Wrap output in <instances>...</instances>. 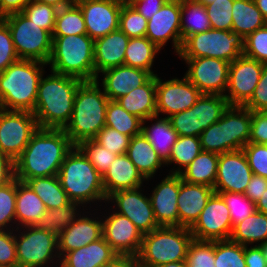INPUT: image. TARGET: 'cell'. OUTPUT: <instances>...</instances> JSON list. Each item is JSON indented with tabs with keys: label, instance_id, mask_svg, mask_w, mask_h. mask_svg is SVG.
<instances>
[{
	"label": "cell",
	"instance_id": "35",
	"mask_svg": "<svg viewBox=\"0 0 267 267\" xmlns=\"http://www.w3.org/2000/svg\"><path fill=\"white\" fill-rule=\"evenodd\" d=\"M230 240L244 246L252 243L258 245L259 242L265 243L267 241V214L254 211L233 227Z\"/></svg>",
	"mask_w": 267,
	"mask_h": 267
},
{
	"label": "cell",
	"instance_id": "11",
	"mask_svg": "<svg viewBox=\"0 0 267 267\" xmlns=\"http://www.w3.org/2000/svg\"><path fill=\"white\" fill-rule=\"evenodd\" d=\"M24 228L20 234L15 233L18 267H45L46 264L49 267L48 263L53 264L55 258L60 263L58 235L35 226Z\"/></svg>",
	"mask_w": 267,
	"mask_h": 267
},
{
	"label": "cell",
	"instance_id": "10",
	"mask_svg": "<svg viewBox=\"0 0 267 267\" xmlns=\"http://www.w3.org/2000/svg\"><path fill=\"white\" fill-rule=\"evenodd\" d=\"M11 32L19 59L48 63L52 53V34L30 21L23 13H13L1 18Z\"/></svg>",
	"mask_w": 267,
	"mask_h": 267
},
{
	"label": "cell",
	"instance_id": "12",
	"mask_svg": "<svg viewBox=\"0 0 267 267\" xmlns=\"http://www.w3.org/2000/svg\"><path fill=\"white\" fill-rule=\"evenodd\" d=\"M38 128L32 112L0 108V153L15 161Z\"/></svg>",
	"mask_w": 267,
	"mask_h": 267
},
{
	"label": "cell",
	"instance_id": "52",
	"mask_svg": "<svg viewBox=\"0 0 267 267\" xmlns=\"http://www.w3.org/2000/svg\"><path fill=\"white\" fill-rule=\"evenodd\" d=\"M243 55L267 63V24L244 39Z\"/></svg>",
	"mask_w": 267,
	"mask_h": 267
},
{
	"label": "cell",
	"instance_id": "5",
	"mask_svg": "<svg viewBox=\"0 0 267 267\" xmlns=\"http://www.w3.org/2000/svg\"><path fill=\"white\" fill-rule=\"evenodd\" d=\"M57 176L70 201L82 205L107 201L102 176L77 146L67 154Z\"/></svg>",
	"mask_w": 267,
	"mask_h": 267
},
{
	"label": "cell",
	"instance_id": "54",
	"mask_svg": "<svg viewBox=\"0 0 267 267\" xmlns=\"http://www.w3.org/2000/svg\"><path fill=\"white\" fill-rule=\"evenodd\" d=\"M168 119L178 136H200V128H197L196 103L185 111L171 115Z\"/></svg>",
	"mask_w": 267,
	"mask_h": 267
},
{
	"label": "cell",
	"instance_id": "37",
	"mask_svg": "<svg viewBox=\"0 0 267 267\" xmlns=\"http://www.w3.org/2000/svg\"><path fill=\"white\" fill-rule=\"evenodd\" d=\"M160 49L147 37L130 38L125 50L124 65L148 71L152 76L151 69L157 53Z\"/></svg>",
	"mask_w": 267,
	"mask_h": 267
},
{
	"label": "cell",
	"instance_id": "23",
	"mask_svg": "<svg viewBox=\"0 0 267 267\" xmlns=\"http://www.w3.org/2000/svg\"><path fill=\"white\" fill-rule=\"evenodd\" d=\"M214 193V188L203 184L187 183L179 175L177 198L179 226L190 229Z\"/></svg>",
	"mask_w": 267,
	"mask_h": 267
},
{
	"label": "cell",
	"instance_id": "25",
	"mask_svg": "<svg viewBox=\"0 0 267 267\" xmlns=\"http://www.w3.org/2000/svg\"><path fill=\"white\" fill-rule=\"evenodd\" d=\"M101 73L104 75L101 79L103 91L113 101L141 87L152 77L148 71L126 65L109 68Z\"/></svg>",
	"mask_w": 267,
	"mask_h": 267
},
{
	"label": "cell",
	"instance_id": "51",
	"mask_svg": "<svg viewBox=\"0 0 267 267\" xmlns=\"http://www.w3.org/2000/svg\"><path fill=\"white\" fill-rule=\"evenodd\" d=\"M234 0H215L205 5L212 29L232 31V6Z\"/></svg>",
	"mask_w": 267,
	"mask_h": 267
},
{
	"label": "cell",
	"instance_id": "15",
	"mask_svg": "<svg viewBox=\"0 0 267 267\" xmlns=\"http://www.w3.org/2000/svg\"><path fill=\"white\" fill-rule=\"evenodd\" d=\"M230 212L223 198L214 193L190 228L193 239L201 241L228 240L232 234Z\"/></svg>",
	"mask_w": 267,
	"mask_h": 267
},
{
	"label": "cell",
	"instance_id": "63",
	"mask_svg": "<svg viewBox=\"0 0 267 267\" xmlns=\"http://www.w3.org/2000/svg\"><path fill=\"white\" fill-rule=\"evenodd\" d=\"M15 178L14 161L0 153V187L8 184Z\"/></svg>",
	"mask_w": 267,
	"mask_h": 267
},
{
	"label": "cell",
	"instance_id": "44",
	"mask_svg": "<svg viewBox=\"0 0 267 267\" xmlns=\"http://www.w3.org/2000/svg\"><path fill=\"white\" fill-rule=\"evenodd\" d=\"M216 267H246L244 245L230 239L214 241Z\"/></svg>",
	"mask_w": 267,
	"mask_h": 267
},
{
	"label": "cell",
	"instance_id": "6",
	"mask_svg": "<svg viewBox=\"0 0 267 267\" xmlns=\"http://www.w3.org/2000/svg\"><path fill=\"white\" fill-rule=\"evenodd\" d=\"M52 53L48 61L51 71L79 78L96 80L94 40L87 34L52 36Z\"/></svg>",
	"mask_w": 267,
	"mask_h": 267
},
{
	"label": "cell",
	"instance_id": "34",
	"mask_svg": "<svg viewBox=\"0 0 267 267\" xmlns=\"http://www.w3.org/2000/svg\"><path fill=\"white\" fill-rule=\"evenodd\" d=\"M267 21L254 0H234L232 6V31L244 39L255 30L264 27Z\"/></svg>",
	"mask_w": 267,
	"mask_h": 267
},
{
	"label": "cell",
	"instance_id": "67",
	"mask_svg": "<svg viewBox=\"0 0 267 267\" xmlns=\"http://www.w3.org/2000/svg\"><path fill=\"white\" fill-rule=\"evenodd\" d=\"M255 205L257 211L267 214V189L263 193L262 197L255 203Z\"/></svg>",
	"mask_w": 267,
	"mask_h": 267
},
{
	"label": "cell",
	"instance_id": "28",
	"mask_svg": "<svg viewBox=\"0 0 267 267\" xmlns=\"http://www.w3.org/2000/svg\"><path fill=\"white\" fill-rule=\"evenodd\" d=\"M145 179L126 154L118 155L102 177L106 197L118 190L142 187Z\"/></svg>",
	"mask_w": 267,
	"mask_h": 267
},
{
	"label": "cell",
	"instance_id": "3",
	"mask_svg": "<svg viewBox=\"0 0 267 267\" xmlns=\"http://www.w3.org/2000/svg\"><path fill=\"white\" fill-rule=\"evenodd\" d=\"M45 65L36 60L18 59L0 72V108L33 113Z\"/></svg>",
	"mask_w": 267,
	"mask_h": 267
},
{
	"label": "cell",
	"instance_id": "16",
	"mask_svg": "<svg viewBox=\"0 0 267 267\" xmlns=\"http://www.w3.org/2000/svg\"><path fill=\"white\" fill-rule=\"evenodd\" d=\"M202 93L185 76L164 81L156 75V110L171 115L192 107Z\"/></svg>",
	"mask_w": 267,
	"mask_h": 267
},
{
	"label": "cell",
	"instance_id": "18",
	"mask_svg": "<svg viewBox=\"0 0 267 267\" xmlns=\"http://www.w3.org/2000/svg\"><path fill=\"white\" fill-rule=\"evenodd\" d=\"M140 188L115 191L107 197V202L116 203L118 210L115 212L129 218L142 234H145L159 225L154 217L150 197L144 196Z\"/></svg>",
	"mask_w": 267,
	"mask_h": 267
},
{
	"label": "cell",
	"instance_id": "71",
	"mask_svg": "<svg viewBox=\"0 0 267 267\" xmlns=\"http://www.w3.org/2000/svg\"><path fill=\"white\" fill-rule=\"evenodd\" d=\"M194 1L197 2V3H201V4H203L205 6V5H208V4L212 3V2H214L215 0H194Z\"/></svg>",
	"mask_w": 267,
	"mask_h": 267
},
{
	"label": "cell",
	"instance_id": "41",
	"mask_svg": "<svg viewBox=\"0 0 267 267\" xmlns=\"http://www.w3.org/2000/svg\"><path fill=\"white\" fill-rule=\"evenodd\" d=\"M228 106L223 95L202 94L196 102L197 128H200V134L216 123Z\"/></svg>",
	"mask_w": 267,
	"mask_h": 267
},
{
	"label": "cell",
	"instance_id": "58",
	"mask_svg": "<svg viewBox=\"0 0 267 267\" xmlns=\"http://www.w3.org/2000/svg\"><path fill=\"white\" fill-rule=\"evenodd\" d=\"M253 112L267 111V63L264 64L260 80L250 100L244 105Z\"/></svg>",
	"mask_w": 267,
	"mask_h": 267
},
{
	"label": "cell",
	"instance_id": "53",
	"mask_svg": "<svg viewBox=\"0 0 267 267\" xmlns=\"http://www.w3.org/2000/svg\"><path fill=\"white\" fill-rule=\"evenodd\" d=\"M101 146L117 155L126 154L131 136L121 134L108 126L103 127L94 138Z\"/></svg>",
	"mask_w": 267,
	"mask_h": 267
},
{
	"label": "cell",
	"instance_id": "61",
	"mask_svg": "<svg viewBox=\"0 0 267 267\" xmlns=\"http://www.w3.org/2000/svg\"><path fill=\"white\" fill-rule=\"evenodd\" d=\"M267 189V179L253 174L244 195L256 203Z\"/></svg>",
	"mask_w": 267,
	"mask_h": 267
},
{
	"label": "cell",
	"instance_id": "29",
	"mask_svg": "<svg viewBox=\"0 0 267 267\" xmlns=\"http://www.w3.org/2000/svg\"><path fill=\"white\" fill-rule=\"evenodd\" d=\"M116 101L128 113L137 116L142 121L156 116V75H153L141 87L132 89Z\"/></svg>",
	"mask_w": 267,
	"mask_h": 267
},
{
	"label": "cell",
	"instance_id": "8",
	"mask_svg": "<svg viewBox=\"0 0 267 267\" xmlns=\"http://www.w3.org/2000/svg\"><path fill=\"white\" fill-rule=\"evenodd\" d=\"M193 240L189 228L159 226L143 234L137 261L139 267H158L170 262L186 261L188 247Z\"/></svg>",
	"mask_w": 267,
	"mask_h": 267
},
{
	"label": "cell",
	"instance_id": "46",
	"mask_svg": "<svg viewBox=\"0 0 267 267\" xmlns=\"http://www.w3.org/2000/svg\"><path fill=\"white\" fill-rule=\"evenodd\" d=\"M148 20L129 3L122 4L119 14V29L129 38L145 37Z\"/></svg>",
	"mask_w": 267,
	"mask_h": 267
},
{
	"label": "cell",
	"instance_id": "57",
	"mask_svg": "<svg viewBox=\"0 0 267 267\" xmlns=\"http://www.w3.org/2000/svg\"><path fill=\"white\" fill-rule=\"evenodd\" d=\"M0 230V267H18L15 230Z\"/></svg>",
	"mask_w": 267,
	"mask_h": 267
},
{
	"label": "cell",
	"instance_id": "38",
	"mask_svg": "<svg viewBox=\"0 0 267 267\" xmlns=\"http://www.w3.org/2000/svg\"><path fill=\"white\" fill-rule=\"evenodd\" d=\"M80 206H82L81 203L70 201L59 208L46 209V212L34 226L37 229L47 230L58 235L68 228L77 219L76 217L80 216L78 214Z\"/></svg>",
	"mask_w": 267,
	"mask_h": 267
},
{
	"label": "cell",
	"instance_id": "55",
	"mask_svg": "<svg viewBox=\"0 0 267 267\" xmlns=\"http://www.w3.org/2000/svg\"><path fill=\"white\" fill-rule=\"evenodd\" d=\"M243 151L253 174L267 179V145L248 142Z\"/></svg>",
	"mask_w": 267,
	"mask_h": 267
},
{
	"label": "cell",
	"instance_id": "45",
	"mask_svg": "<svg viewBox=\"0 0 267 267\" xmlns=\"http://www.w3.org/2000/svg\"><path fill=\"white\" fill-rule=\"evenodd\" d=\"M77 147L83 152L102 177L108 171L113 160L118 156L117 154L108 151L94 139L83 140Z\"/></svg>",
	"mask_w": 267,
	"mask_h": 267
},
{
	"label": "cell",
	"instance_id": "4",
	"mask_svg": "<svg viewBox=\"0 0 267 267\" xmlns=\"http://www.w3.org/2000/svg\"><path fill=\"white\" fill-rule=\"evenodd\" d=\"M108 97L99 88V81H83L75 94L70 121L63 129L77 146L86 139H94L105 127Z\"/></svg>",
	"mask_w": 267,
	"mask_h": 267
},
{
	"label": "cell",
	"instance_id": "14",
	"mask_svg": "<svg viewBox=\"0 0 267 267\" xmlns=\"http://www.w3.org/2000/svg\"><path fill=\"white\" fill-rule=\"evenodd\" d=\"M263 68L264 63L243 54L230 63L227 92L224 94L230 106H244L250 100Z\"/></svg>",
	"mask_w": 267,
	"mask_h": 267
},
{
	"label": "cell",
	"instance_id": "21",
	"mask_svg": "<svg viewBox=\"0 0 267 267\" xmlns=\"http://www.w3.org/2000/svg\"><path fill=\"white\" fill-rule=\"evenodd\" d=\"M82 10L87 35L93 40L119 29L122 3L114 0H74Z\"/></svg>",
	"mask_w": 267,
	"mask_h": 267
},
{
	"label": "cell",
	"instance_id": "13",
	"mask_svg": "<svg viewBox=\"0 0 267 267\" xmlns=\"http://www.w3.org/2000/svg\"><path fill=\"white\" fill-rule=\"evenodd\" d=\"M181 59L189 65L184 76L202 94L224 96L228 85L229 62L209 57Z\"/></svg>",
	"mask_w": 267,
	"mask_h": 267
},
{
	"label": "cell",
	"instance_id": "24",
	"mask_svg": "<svg viewBox=\"0 0 267 267\" xmlns=\"http://www.w3.org/2000/svg\"><path fill=\"white\" fill-rule=\"evenodd\" d=\"M80 215L74 222L64 231L58 234V252L60 258L66 253L91 242L97 241L103 237L102 220L96 217Z\"/></svg>",
	"mask_w": 267,
	"mask_h": 267
},
{
	"label": "cell",
	"instance_id": "40",
	"mask_svg": "<svg viewBox=\"0 0 267 267\" xmlns=\"http://www.w3.org/2000/svg\"><path fill=\"white\" fill-rule=\"evenodd\" d=\"M105 126L133 137L141 133L142 120L128 113L117 101L109 100L106 107Z\"/></svg>",
	"mask_w": 267,
	"mask_h": 267
},
{
	"label": "cell",
	"instance_id": "22",
	"mask_svg": "<svg viewBox=\"0 0 267 267\" xmlns=\"http://www.w3.org/2000/svg\"><path fill=\"white\" fill-rule=\"evenodd\" d=\"M153 190L150 201L158 225L179 226V174L169 173Z\"/></svg>",
	"mask_w": 267,
	"mask_h": 267
},
{
	"label": "cell",
	"instance_id": "39",
	"mask_svg": "<svg viewBox=\"0 0 267 267\" xmlns=\"http://www.w3.org/2000/svg\"><path fill=\"white\" fill-rule=\"evenodd\" d=\"M188 14L189 20H185ZM181 38L183 41L191 35L211 29L209 17L203 4L194 0H181Z\"/></svg>",
	"mask_w": 267,
	"mask_h": 267
},
{
	"label": "cell",
	"instance_id": "49",
	"mask_svg": "<svg viewBox=\"0 0 267 267\" xmlns=\"http://www.w3.org/2000/svg\"><path fill=\"white\" fill-rule=\"evenodd\" d=\"M57 11L58 9L52 5L31 1L21 13L30 21L52 34L55 28Z\"/></svg>",
	"mask_w": 267,
	"mask_h": 267
},
{
	"label": "cell",
	"instance_id": "32",
	"mask_svg": "<svg viewBox=\"0 0 267 267\" xmlns=\"http://www.w3.org/2000/svg\"><path fill=\"white\" fill-rule=\"evenodd\" d=\"M45 212L46 207L37 194L25 182L17 180L15 216L18 223L15 231H21L24 226H34Z\"/></svg>",
	"mask_w": 267,
	"mask_h": 267
},
{
	"label": "cell",
	"instance_id": "31",
	"mask_svg": "<svg viewBox=\"0 0 267 267\" xmlns=\"http://www.w3.org/2000/svg\"><path fill=\"white\" fill-rule=\"evenodd\" d=\"M126 155L145 180L153 178L157 170L165 165L142 132L131 137Z\"/></svg>",
	"mask_w": 267,
	"mask_h": 267
},
{
	"label": "cell",
	"instance_id": "30",
	"mask_svg": "<svg viewBox=\"0 0 267 267\" xmlns=\"http://www.w3.org/2000/svg\"><path fill=\"white\" fill-rule=\"evenodd\" d=\"M156 119V120H154ZM155 121L151 127L144 126L146 121ZM141 132L151 143L153 149L157 152L158 156L166 163L173 149L174 144L177 141L178 134L171 125L170 120L165 116L159 118V116H153L142 121Z\"/></svg>",
	"mask_w": 267,
	"mask_h": 267
},
{
	"label": "cell",
	"instance_id": "70",
	"mask_svg": "<svg viewBox=\"0 0 267 267\" xmlns=\"http://www.w3.org/2000/svg\"><path fill=\"white\" fill-rule=\"evenodd\" d=\"M258 246L261 248L263 256L266 258L267 261V241L265 243L259 244Z\"/></svg>",
	"mask_w": 267,
	"mask_h": 267
},
{
	"label": "cell",
	"instance_id": "19",
	"mask_svg": "<svg viewBox=\"0 0 267 267\" xmlns=\"http://www.w3.org/2000/svg\"><path fill=\"white\" fill-rule=\"evenodd\" d=\"M102 218V231L105 241L119 256L137 257L141 246L143 234L132 221L117 212Z\"/></svg>",
	"mask_w": 267,
	"mask_h": 267
},
{
	"label": "cell",
	"instance_id": "20",
	"mask_svg": "<svg viewBox=\"0 0 267 267\" xmlns=\"http://www.w3.org/2000/svg\"><path fill=\"white\" fill-rule=\"evenodd\" d=\"M252 175L243 149L219 154L214 191L244 194Z\"/></svg>",
	"mask_w": 267,
	"mask_h": 267
},
{
	"label": "cell",
	"instance_id": "17",
	"mask_svg": "<svg viewBox=\"0 0 267 267\" xmlns=\"http://www.w3.org/2000/svg\"><path fill=\"white\" fill-rule=\"evenodd\" d=\"M181 0H168L148 20L146 36L160 50L172 39L174 51L178 54L182 46Z\"/></svg>",
	"mask_w": 267,
	"mask_h": 267
},
{
	"label": "cell",
	"instance_id": "65",
	"mask_svg": "<svg viewBox=\"0 0 267 267\" xmlns=\"http://www.w3.org/2000/svg\"><path fill=\"white\" fill-rule=\"evenodd\" d=\"M103 267H139L136 257L118 256L113 262Z\"/></svg>",
	"mask_w": 267,
	"mask_h": 267
},
{
	"label": "cell",
	"instance_id": "47",
	"mask_svg": "<svg viewBox=\"0 0 267 267\" xmlns=\"http://www.w3.org/2000/svg\"><path fill=\"white\" fill-rule=\"evenodd\" d=\"M16 194V178L0 187V230H11L12 224H16Z\"/></svg>",
	"mask_w": 267,
	"mask_h": 267
},
{
	"label": "cell",
	"instance_id": "43",
	"mask_svg": "<svg viewBox=\"0 0 267 267\" xmlns=\"http://www.w3.org/2000/svg\"><path fill=\"white\" fill-rule=\"evenodd\" d=\"M202 151L199 137L178 136L173 146L171 156L165 165L176 164L178 167L172 169L170 174H179L185 169ZM183 167V168H182Z\"/></svg>",
	"mask_w": 267,
	"mask_h": 267
},
{
	"label": "cell",
	"instance_id": "62",
	"mask_svg": "<svg viewBox=\"0 0 267 267\" xmlns=\"http://www.w3.org/2000/svg\"><path fill=\"white\" fill-rule=\"evenodd\" d=\"M244 257L246 267H267L266 258L258 245L248 247L244 246Z\"/></svg>",
	"mask_w": 267,
	"mask_h": 267
},
{
	"label": "cell",
	"instance_id": "56",
	"mask_svg": "<svg viewBox=\"0 0 267 267\" xmlns=\"http://www.w3.org/2000/svg\"><path fill=\"white\" fill-rule=\"evenodd\" d=\"M18 59L8 25L0 18V72Z\"/></svg>",
	"mask_w": 267,
	"mask_h": 267
},
{
	"label": "cell",
	"instance_id": "33",
	"mask_svg": "<svg viewBox=\"0 0 267 267\" xmlns=\"http://www.w3.org/2000/svg\"><path fill=\"white\" fill-rule=\"evenodd\" d=\"M219 154L201 151L179 175L190 184H203L214 188Z\"/></svg>",
	"mask_w": 267,
	"mask_h": 267
},
{
	"label": "cell",
	"instance_id": "60",
	"mask_svg": "<svg viewBox=\"0 0 267 267\" xmlns=\"http://www.w3.org/2000/svg\"><path fill=\"white\" fill-rule=\"evenodd\" d=\"M168 0H131L130 5L149 20Z\"/></svg>",
	"mask_w": 267,
	"mask_h": 267
},
{
	"label": "cell",
	"instance_id": "64",
	"mask_svg": "<svg viewBox=\"0 0 267 267\" xmlns=\"http://www.w3.org/2000/svg\"><path fill=\"white\" fill-rule=\"evenodd\" d=\"M32 0H0V18L13 13H20Z\"/></svg>",
	"mask_w": 267,
	"mask_h": 267
},
{
	"label": "cell",
	"instance_id": "1",
	"mask_svg": "<svg viewBox=\"0 0 267 267\" xmlns=\"http://www.w3.org/2000/svg\"><path fill=\"white\" fill-rule=\"evenodd\" d=\"M74 146L63 129L38 128L14 161L15 178L25 182L35 177L58 175L65 157Z\"/></svg>",
	"mask_w": 267,
	"mask_h": 267
},
{
	"label": "cell",
	"instance_id": "50",
	"mask_svg": "<svg viewBox=\"0 0 267 267\" xmlns=\"http://www.w3.org/2000/svg\"><path fill=\"white\" fill-rule=\"evenodd\" d=\"M186 262L188 267H216L214 241L193 239L188 247Z\"/></svg>",
	"mask_w": 267,
	"mask_h": 267
},
{
	"label": "cell",
	"instance_id": "59",
	"mask_svg": "<svg viewBox=\"0 0 267 267\" xmlns=\"http://www.w3.org/2000/svg\"><path fill=\"white\" fill-rule=\"evenodd\" d=\"M249 142L267 145V111H251V134Z\"/></svg>",
	"mask_w": 267,
	"mask_h": 267
},
{
	"label": "cell",
	"instance_id": "27",
	"mask_svg": "<svg viewBox=\"0 0 267 267\" xmlns=\"http://www.w3.org/2000/svg\"><path fill=\"white\" fill-rule=\"evenodd\" d=\"M118 256L102 237L79 249L66 252L58 264H60L59 267H103Z\"/></svg>",
	"mask_w": 267,
	"mask_h": 267
},
{
	"label": "cell",
	"instance_id": "72",
	"mask_svg": "<svg viewBox=\"0 0 267 267\" xmlns=\"http://www.w3.org/2000/svg\"><path fill=\"white\" fill-rule=\"evenodd\" d=\"M114 1L120 2L122 4H128L130 3L131 0H114Z\"/></svg>",
	"mask_w": 267,
	"mask_h": 267
},
{
	"label": "cell",
	"instance_id": "69",
	"mask_svg": "<svg viewBox=\"0 0 267 267\" xmlns=\"http://www.w3.org/2000/svg\"><path fill=\"white\" fill-rule=\"evenodd\" d=\"M158 267H188L186 261H180V262H170L168 264H164Z\"/></svg>",
	"mask_w": 267,
	"mask_h": 267
},
{
	"label": "cell",
	"instance_id": "42",
	"mask_svg": "<svg viewBox=\"0 0 267 267\" xmlns=\"http://www.w3.org/2000/svg\"><path fill=\"white\" fill-rule=\"evenodd\" d=\"M87 34L82 10L73 2L57 11L55 28L52 36Z\"/></svg>",
	"mask_w": 267,
	"mask_h": 267
},
{
	"label": "cell",
	"instance_id": "66",
	"mask_svg": "<svg viewBox=\"0 0 267 267\" xmlns=\"http://www.w3.org/2000/svg\"><path fill=\"white\" fill-rule=\"evenodd\" d=\"M32 1H37L40 3L52 5L57 9L67 7L74 2V0H32Z\"/></svg>",
	"mask_w": 267,
	"mask_h": 267
},
{
	"label": "cell",
	"instance_id": "26",
	"mask_svg": "<svg viewBox=\"0 0 267 267\" xmlns=\"http://www.w3.org/2000/svg\"><path fill=\"white\" fill-rule=\"evenodd\" d=\"M129 37L120 29L94 40V66L96 80L106 69L124 65Z\"/></svg>",
	"mask_w": 267,
	"mask_h": 267
},
{
	"label": "cell",
	"instance_id": "68",
	"mask_svg": "<svg viewBox=\"0 0 267 267\" xmlns=\"http://www.w3.org/2000/svg\"><path fill=\"white\" fill-rule=\"evenodd\" d=\"M254 2L261 11L263 18L267 21V0H254Z\"/></svg>",
	"mask_w": 267,
	"mask_h": 267
},
{
	"label": "cell",
	"instance_id": "2",
	"mask_svg": "<svg viewBox=\"0 0 267 267\" xmlns=\"http://www.w3.org/2000/svg\"><path fill=\"white\" fill-rule=\"evenodd\" d=\"M83 80L51 71L40 78L33 114L39 128L64 129L70 121L75 94Z\"/></svg>",
	"mask_w": 267,
	"mask_h": 267
},
{
	"label": "cell",
	"instance_id": "36",
	"mask_svg": "<svg viewBox=\"0 0 267 267\" xmlns=\"http://www.w3.org/2000/svg\"><path fill=\"white\" fill-rule=\"evenodd\" d=\"M25 183L43 201L46 209L59 208L70 202L67 193L62 188L57 175L48 177H35Z\"/></svg>",
	"mask_w": 267,
	"mask_h": 267
},
{
	"label": "cell",
	"instance_id": "9",
	"mask_svg": "<svg viewBox=\"0 0 267 267\" xmlns=\"http://www.w3.org/2000/svg\"><path fill=\"white\" fill-rule=\"evenodd\" d=\"M244 52V38L233 31L210 29L188 36L182 43L180 58L209 57L229 63Z\"/></svg>",
	"mask_w": 267,
	"mask_h": 267
},
{
	"label": "cell",
	"instance_id": "48",
	"mask_svg": "<svg viewBox=\"0 0 267 267\" xmlns=\"http://www.w3.org/2000/svg\"><path fill=\"white\" fill-rule=\"evenodd\" d=\"M219 194L230 212L232 227L256 211V205L242 193L215 192Z\"/></svg>",
	"mask_w": 267,
	"mask_h": 267
},
{
	"label": "cell",
	"instance_id": "7",
	"mask_svg": "<svg viewBox=\"0 0 267 267\" xmlns=\"http://www.w3.org/2000/svg\"><path fill=\"white\" fill-rule=\"evenodd\" d=\"M251 134V110L228 106L222 117L199 136L202 151L223 154L243 149Z\"/></svg>",
	"mask_w": 267,
	"mask_h": 267
}]
</instances>
